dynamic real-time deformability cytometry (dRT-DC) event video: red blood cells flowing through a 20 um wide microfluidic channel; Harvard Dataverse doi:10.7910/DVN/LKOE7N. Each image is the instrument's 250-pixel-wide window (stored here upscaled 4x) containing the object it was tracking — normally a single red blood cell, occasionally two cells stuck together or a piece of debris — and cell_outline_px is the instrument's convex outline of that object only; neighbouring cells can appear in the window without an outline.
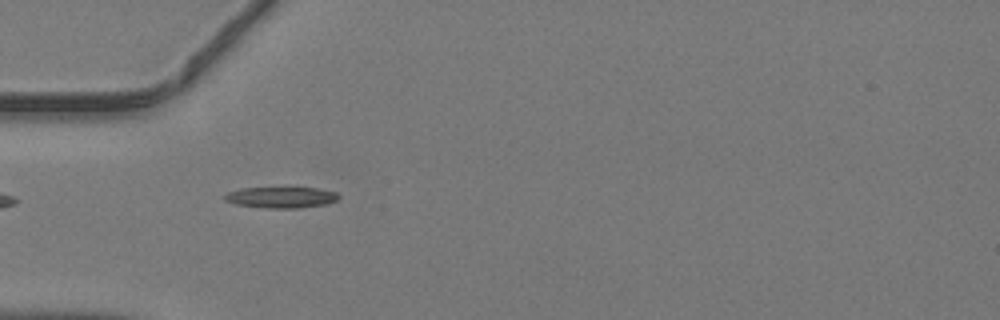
{"species": "common noctule bat (a hibernating species)", "species_latin": "Nyctalus noctula", "temperature_condition": "warm", "stored_images_in_passage": 33, "camera_frame_rate_fps": 3000, "um_per_image_px": 0.085, "animal": {"sex": "male", "body_mass_g": 19.2, "forearm_length_mm": 51.8}, "frame": {"image": 1, "passage_image": 1, "time_ms": 0.0, "image_size_px": [1000, 320], "cell_outline_px": [[340, 196], [336, 200], [324, 204], [296, 208], [268, 208], [236, 204], [224, 200], [224, 196], [228, 192], [240, 188], [288, 184], [292, 184], [316, 188], [336, 192]], "centroid_in_image_um": [23.88, 16.7], "position_along_channel_um": 61.1, "area_um2": 14.91}}
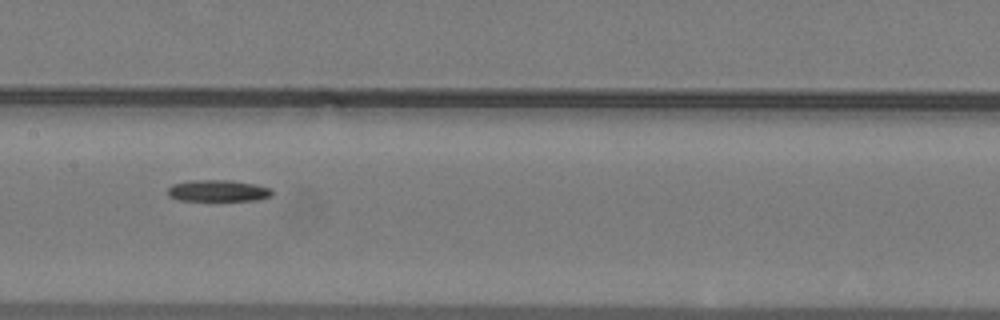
{"frame": {"image": 2, "passage_image": 10, "time_ms": 3.0, "image_size_px": [1000, 320], "cell_outline_px": [[272, 196], [260, 200], [180, 200], [168, 196], [168, 188], [172, 184], [188, 180], [232, 180], [256, 184], [272, 188]], "centroid_in_image_um": [18.56, 16.2], "position_along_channel_um": 188.8, "area_um2": 13.24}}
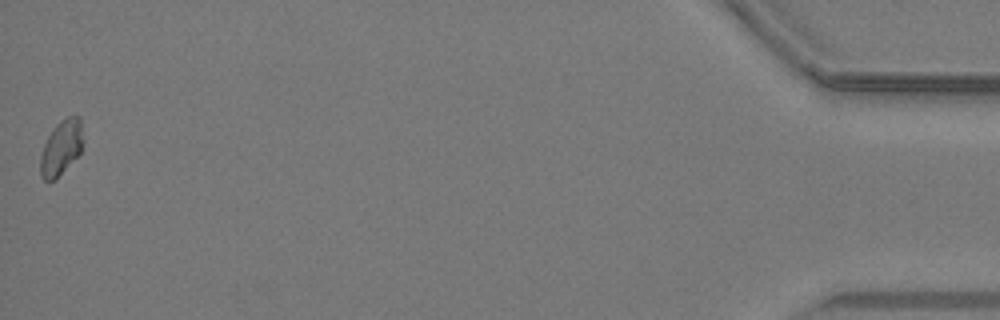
{"frame": {"image": 3, "passage_image": 33, "time_ms": 10.667, "image_size_px": [1000, 320], "cell_outline_px": [[84, 144], [80, 152], [56, 180], [44, 180], [40, 176], [40, 156], [44, 144], [52, 128], [60, 120], [68, 116], [80, 116], [84, 140]], "centroid_in_image_um": [5.21, 12.53], "position_along_channel_um": 430.0, "area_um2": 13.87}}